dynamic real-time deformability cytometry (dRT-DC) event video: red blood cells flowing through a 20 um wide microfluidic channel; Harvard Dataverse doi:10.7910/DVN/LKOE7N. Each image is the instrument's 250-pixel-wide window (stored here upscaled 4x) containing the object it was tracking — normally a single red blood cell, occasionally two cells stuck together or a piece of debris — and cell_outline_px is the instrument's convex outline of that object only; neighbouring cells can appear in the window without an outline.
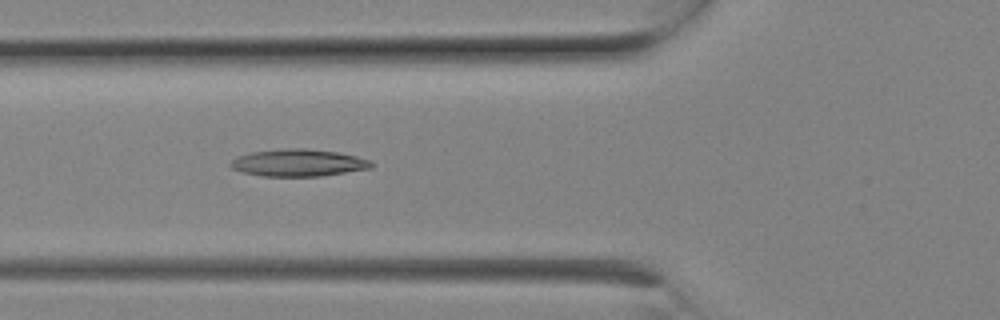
{"species": "Egyptian fruit bat (a non-hibernating species)", "species_latin": "Rousettus aegyptiacus", "temperature_condition": "room temperature", "stored_images_in_passage": 7, "camera_frame_rate_fps": 3000, "um_per_image_px": 0.085, "animal": {"sex": "female"}, "frame": {"image": 1, "passage_image": 6, "time_ms": 1.667, "image_size_px": [1000, 320], "cell_outline_px": [[372, 168], [320, 176], [260, 176], [244, 172], [232, 168], [228, 164], [236, 156], [252, 152], [288, 148], [304, 148], [336, 152], [356, 156], [368, 160], [372, 164]], "centroid_in_image_um": [25.32, 13.84], "position_along_channel_um": 100.5, "area_um2": 22.08}}
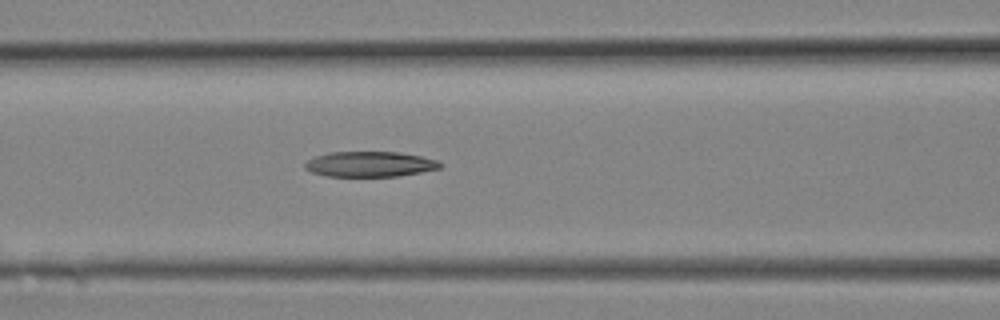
{"frame": {"image": 2, "passage_image": 7, "time_ms": 2.0, "image_size_px": [1000, 320], "cell_outline_px": [[444, 164], [440, 168], [420, 172], [396, 176], [328, 176], [312, 172], [304, 168], [304, 164], [308, 160], [316, 156], [328, 152], [400, 152], [420, 156], [436, 160]], "centroid_in_image_um": [31.43, 13.95], "position_along_channel_um": 135.2, "area_um2": 19.83}}